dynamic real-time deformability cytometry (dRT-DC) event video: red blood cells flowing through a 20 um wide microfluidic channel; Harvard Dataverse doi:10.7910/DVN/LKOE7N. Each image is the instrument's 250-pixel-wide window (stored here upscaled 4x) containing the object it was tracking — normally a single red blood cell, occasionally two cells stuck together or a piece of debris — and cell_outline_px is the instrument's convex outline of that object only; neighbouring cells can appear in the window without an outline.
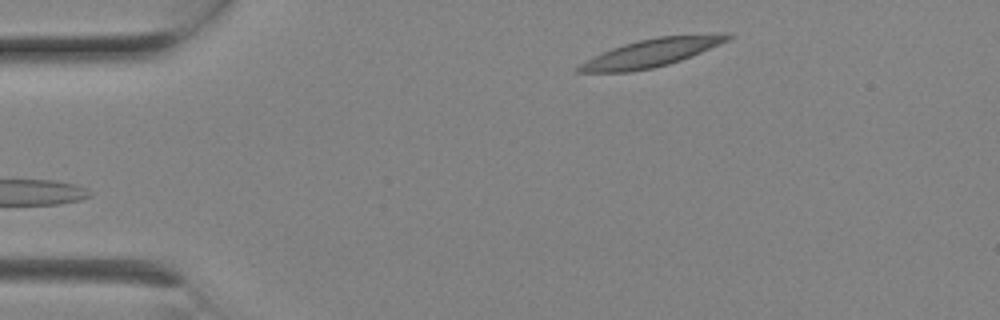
{"species": "Egyptian fruit bat (a non-hibernating species)", "species_latin": "Rousettus aegyptiacus", "temperature_condition": "room temperature", "stored_images_in_passage": 3, "camera_frame_rate_fps": 3000, "um_per_image_px": 0.085, "animal": {"sex": "female"}, "frame": {"image": 1, "passage_image": 3, "time_ms": 0.667, "image_size_px": [1000, 320], "cell_outline_px": [[736, 36], [720, 44], [692, 56], [668, 64], [652, 68], [628, 72], [576, 72], [572, 68], [612, 48], [624, 44], [656, 36], [720, 32], [732, 32]], "centroid_in_image_um": [55.48, 4.45], "position_along_channel_um": 29.5, "area_um2": 24.51}}